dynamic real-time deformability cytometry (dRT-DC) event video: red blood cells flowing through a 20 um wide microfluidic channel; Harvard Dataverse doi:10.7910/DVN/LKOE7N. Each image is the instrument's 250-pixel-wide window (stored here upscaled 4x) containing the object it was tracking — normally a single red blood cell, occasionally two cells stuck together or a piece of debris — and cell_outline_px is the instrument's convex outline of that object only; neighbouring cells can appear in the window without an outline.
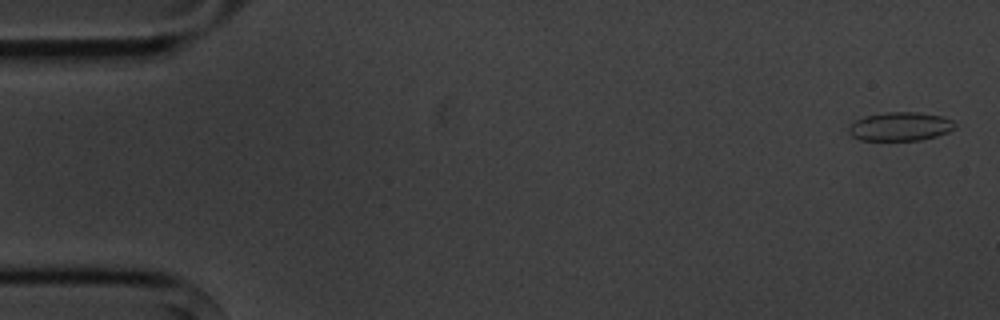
{"species": "common noctule bat (a hibernating species)", "species_latin": "Nyctalus noctula", "temperature_condition": "cold", "stored_images_in_passage": 5, "camera_frame_rate_fps": 3000, "um_per_image_px": 0.085, "animal": {"sex": "male", "body_mass_g": 20.1, "forearm_length_mm": 53.5}, "frame": {"image": 1, "passage_image": 1, "time_ms": 0.0, "image_size_px": [1000, 320], "cell_outline_px": [[956, 128], [948, 132], [936, 136], [920, 140], [860, 140], [852, 136], [848, 132], [848, 128], [856, 120], [864, 116], [888, 112], [916, 112], [944, 116], [952, 120], [956, 124]], "centroid_in_image_um": [76.54, 10.75], "position_along_channel_um": 8.5, "area_um2": 17.8}}